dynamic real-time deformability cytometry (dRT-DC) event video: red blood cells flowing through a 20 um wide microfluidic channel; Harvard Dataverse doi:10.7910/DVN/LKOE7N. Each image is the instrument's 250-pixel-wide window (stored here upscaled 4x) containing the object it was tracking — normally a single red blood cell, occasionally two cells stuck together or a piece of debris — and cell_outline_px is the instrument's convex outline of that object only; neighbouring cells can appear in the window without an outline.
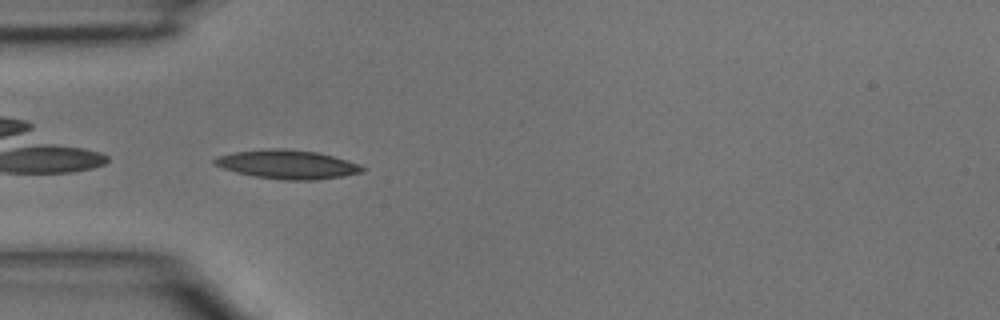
{"species": "common noctule bat (a hibernating species)", "species_latin": "Nyctalus noctula", "temperature_condition": "room temperature", "stored_images_in_passage": 3, "camera_frame_rate_fps": 3000, "um_per_image_px": 0.085, "animal": {"sex": "male", "body_mass_g": 15.6}, "frame": {"image": 1, "passage_image": 2, "time_ms": 0.333, "image_size_px": [1000, 320], "cell_outline_px": [[364, 172], [344, 176], [316, 180], [280, 180], [256, 176], [236, 172], [212, 164], [212, 160], [220, 156], [236, 152], [268, 148], [284, 148], [316, 152], [332, 156], [360, 164], [364, 168]], "centroid_in_image_um": [24.45, 13.98], "position_along_channel_um": 60.6, "area_um2": 24.74}}